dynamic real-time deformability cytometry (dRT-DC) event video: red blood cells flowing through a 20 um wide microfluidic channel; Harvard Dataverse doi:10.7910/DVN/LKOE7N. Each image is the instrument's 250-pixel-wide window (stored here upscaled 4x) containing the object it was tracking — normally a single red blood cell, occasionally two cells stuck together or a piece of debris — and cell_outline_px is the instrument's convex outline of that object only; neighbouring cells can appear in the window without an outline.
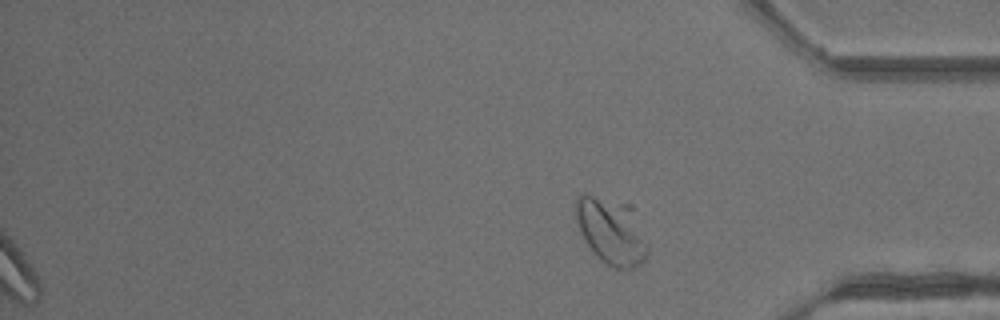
{"species": "common noctule bat (a hibernating species)", "species_latin": "Nyctalus noctula", "temperature_condition": "warm", "stored_images_in_passage": 38, "segment_of_instrument_passage": [2, 2], "camera_frame_rate_fps": 3000, "um_per_image_px": 0.085, "animal": {"sex": "male", "body_mass_g": 13.3}, "frame": {"image": 1, "passage_image": 38, "time_ms": 12.333, "image_size_px": [1000, 320], "cell_outline_px": [[648, 252], [644, 260], [632, 268], [616, 268], [600, 260], [592, 252], [576, 220], [576, 200], [580, 196], [592, 196], [632, 204], [648, 248]], "centroid_in_image_um": [51.99, 19.65], "position_along_channel_um": 383.2, "area_um2": 27.22}}